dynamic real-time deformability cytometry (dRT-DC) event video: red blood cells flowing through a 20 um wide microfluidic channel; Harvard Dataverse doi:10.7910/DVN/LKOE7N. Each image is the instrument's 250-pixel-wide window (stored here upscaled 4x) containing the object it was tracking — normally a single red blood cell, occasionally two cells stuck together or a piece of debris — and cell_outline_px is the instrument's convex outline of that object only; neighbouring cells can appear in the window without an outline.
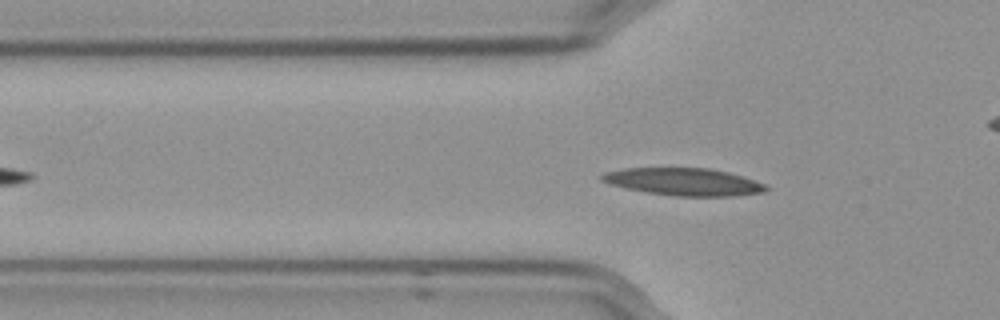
{"species": "Egyptian fruit bat (a non-hibernating species)", "species_latin": "Rousettus aegyptiacus", "temperature_condition": "cold", "stored_images_in_passage": 50, "camera_frame_rate_fps": 3000, "um_per_image_px": 0.085, "frame": {"image": 1, "passage_image": 11, "time_ms": 3.333, "image_size_px": [1000, 320], "cell_outline_px": [[768, 188], [764, 192], [732, 196], [676, 196], [648, 192], [608, 184], [600, 180], [600, 176], [604, 172], [628, 168], [712, 168], [728, 172], [764, 184]], "centroid_in_image_um": [58.09, 15.45], "position_along_channel_um": 67.7, "area_um2": 25.95}}
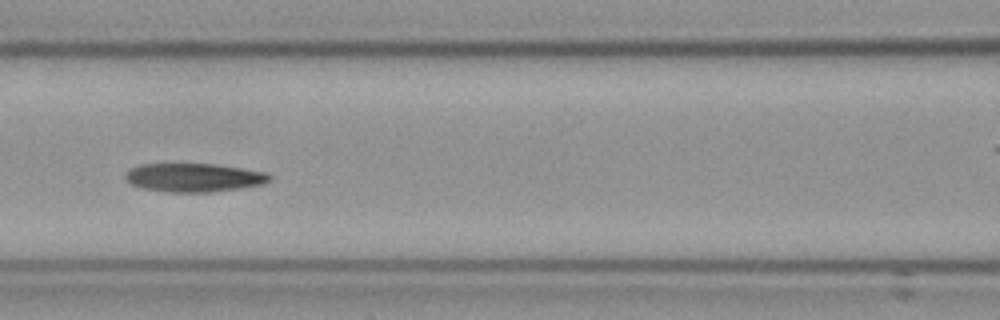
{"frame": {"image": 2, "passage_image": 18, "time_ms": 5.667, "image_size_px": [1000, 320], "cell_outline_px": [[272, 180], [264, 184], [240, 188], [212, 192], [164, 192], [140, 188], [124, 180], [124, 172], [140, 164], [216, 164], [244, 168], [268, 172], [272, 176]], "centroid_in_image_um": [16.49, 15.09], "position_along_channel_um": 150.1, "area_um2": 24.45}}
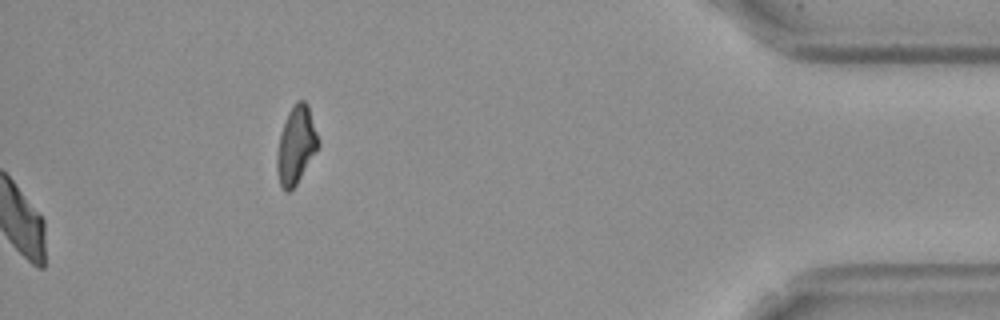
{"frame": {"image": 3, "passage_image": 50, "time_ms": 16.333, "image_size_px": [1000, 320], "cell_outline_px": [[320, 144], [316, 152], [296, 184], [288, 192], [284, 192], [280, 184], [276, 168], [276, 152], [280, 132], [288, 112], [296, 100], [304, 100], [308, 104], [320, 140]], "centroid_in_image_um": [25.16, 12.31], "position_along_channel_um": 410.0, "area_um2": 18.9}, "authors_computed_cell_mechanics": {"area_um2": 24.4494, "velocity_mm_per_s": 3.558, "shape_relaxation_time_tau1_ms": null, "shape_relaxation_time_tau2_ms": 10.6215, "deformation_change_tau1": null, "deformation_change_tau2": 0.1656}}